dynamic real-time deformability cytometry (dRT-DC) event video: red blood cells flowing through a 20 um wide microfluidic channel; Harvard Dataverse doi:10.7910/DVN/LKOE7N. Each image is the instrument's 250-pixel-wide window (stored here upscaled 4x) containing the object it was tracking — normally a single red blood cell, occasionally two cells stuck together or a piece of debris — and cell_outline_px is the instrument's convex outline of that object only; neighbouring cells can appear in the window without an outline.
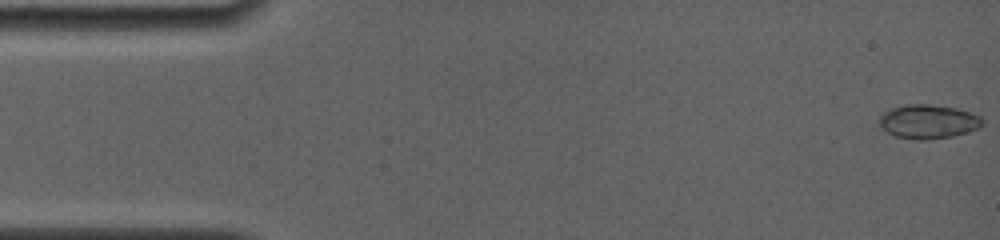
{"species": "common noctule bat (a hibernating species)", "species_latin": "Nyctalus noctula", "temperature_condition": "room temperature", "stored_images_in_passage": 48, "camera_frame_rate_fps": 4000, "um_per_image_px": 0.085, "animal": {"sex": "female", "body_mass_g": 19.0, "forearm_length_mm": 56.7}, "frame": {"image": 1, "passage_image": 1, "time_ms": 0.0, "image_size_px": [1000, 240], "cell_outline_px": [[980, 124], [976, 128], [964, 132], [948, 136], [896, 136], [888, 132], [880, 124], [880, 120], [892, 108], [920, 104], [952, 108], [976, 116], [980, 120]], "centroid_in_image_um": [78.86, 10.3], "position_along_channel_um": 6.1, "area_um2": 17.98}}
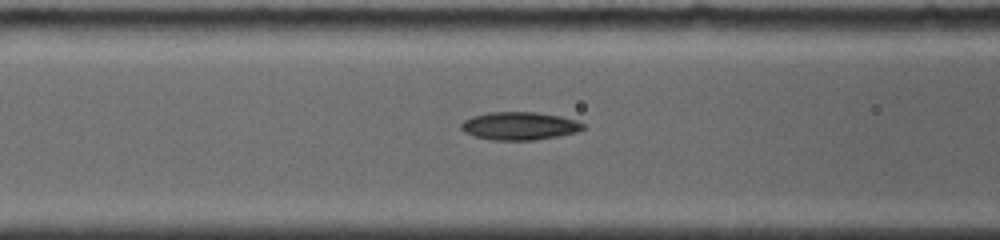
{"frame": {"image": 2, "passage_image": 24, "time_ms": 5.75, "image_size_px": [1000, 240], "cell_outline_px": [[584, 128], [576, 132], [560, 136], [532, 140], [492, 140], [472, 136], [464, 132], [460, 128], [460, 124], [464, 120], [472, 116], [488, 112], [536, 112], [560, 116], [576, 120], [584, 124]], "centroid_in_image_um": [44.12, 10.7], "position_along_channel_um": 122.5, "area_um2": 20.0}}
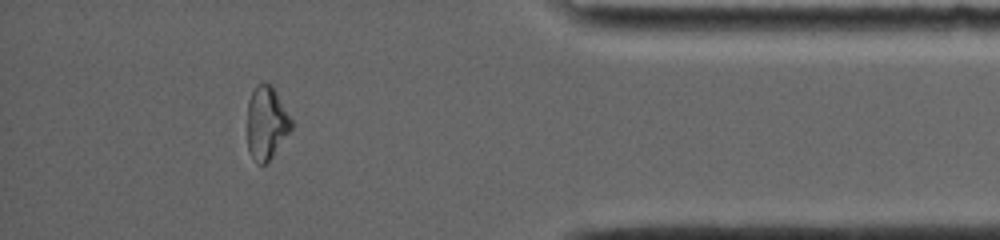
{"frame": {"image": 3, "passage_image": 42, "time_ms": 10.25, "image_size_px": [1000, 240], "cell_outline_px": [[292, 128], [268, 160], [264, 164], [260, 164], [252, 156], [248, 148], [248, 100], [256, 84], [264, 80], [272, 84], [292, 120]], "centroid_in_image_um": [22.64, 10.36], "position_along_channel_um": 412.6, "area_um2": 18.5}}